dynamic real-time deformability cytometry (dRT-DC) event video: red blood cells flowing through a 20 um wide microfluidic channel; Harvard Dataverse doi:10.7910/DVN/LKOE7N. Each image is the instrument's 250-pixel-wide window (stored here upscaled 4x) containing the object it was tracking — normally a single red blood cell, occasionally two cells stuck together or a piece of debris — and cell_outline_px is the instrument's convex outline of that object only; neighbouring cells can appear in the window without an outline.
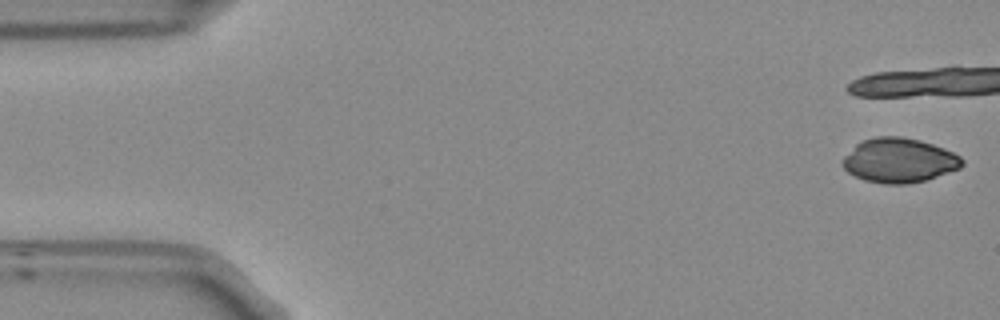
{"species": "Egyptian fruit bat (a non-hibernating species)", "species_latin": "Rousettus aegyptiacus", "temperature_condition": "room temperature", "stored_images_in_passage": 9, "camera_frame_rate_fps": 3000, "um_per_image_px": 0.085, "frame": {"image": 1, "passage_image": 1, "time_ms": 0.0, "image_size_px": [1000, 320], "cell_outline_px": [[964, 164], [960, 168], [924, 180], [908, 184], [884, 184], [864, 180], [848, 172], [840, 164], [844, 156], [856, 144], [864, 140], [876, 136], [900, 136], [920, 140], [944, 148], [960, 156], [964, 160]], "centroid_in_image_um": [76.41, 13.63], "position_along_channel_um": 8.6, "area_um2": 30.92}}